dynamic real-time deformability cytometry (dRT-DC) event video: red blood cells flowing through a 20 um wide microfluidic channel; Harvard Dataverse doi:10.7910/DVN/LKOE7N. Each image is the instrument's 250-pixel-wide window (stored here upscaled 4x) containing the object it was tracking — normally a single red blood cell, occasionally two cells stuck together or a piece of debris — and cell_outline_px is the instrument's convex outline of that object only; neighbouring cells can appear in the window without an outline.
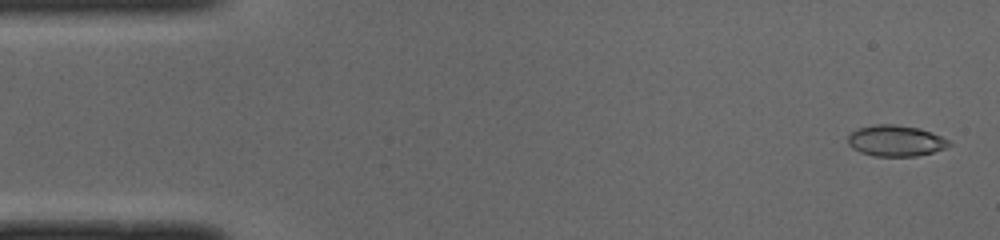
{"species": "common noctule bat (a hibernating species)", "species_latin": "Nyctalus noctula", "temperature_condition": "cold", "stored_images_in_passage": 50, "camera_frame_rate_fps": 3000, "um_per_image_px": 0.085, "animal": {"sex": "male", "body_mass_g": 19.0, "forearm_length_mm": 50.8}, "frame": {"image": 1, "passage_image": 2, "time_ms": 0.333, "image_size_px": [1000, 240], "cell_outline_px": [[952, 144], [944, 148], [932, 152], [916, 156], [876, 156], [860, 152], [852, 148], [848, 144], [848, 136], [852, 132], [860, 128], [876, 124], [892, 124], [920, 128], [932, 132], [948, 140]], "centroid_in_image_um": [76.13, 11.96], "position_along_channel_um": 8.9, "area_um2": 18.15}}
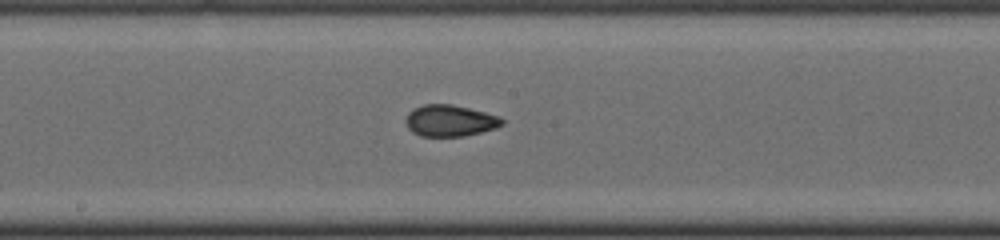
{"frame": {"image": 2, "passage_image": 26, "time_ms": 8.333, "image_size_px": [1000, 240], "cell_outline_px": [[504, 124], [496, 128], [464, 136], [420, 136], [412, 132], [408, 128], [404, 120], [408, 112], [412, 108], [424, 104], [452, 104], [500, 116], [504, 120]], "centroid_in_image_um": [38.22, 10.25], "position_along_channel_um": 210.0, "area_um2": 17.8}}
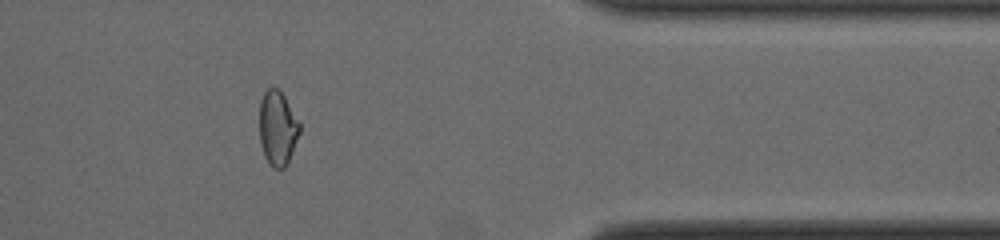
{"frame": {"image": 3, "passage_image": 41, "time_ms": 13.333, "image_size_px": [1000, 240], "cell_outline_px": [[300, 132], [288, 164], [284, 168], [272, 168], [268, 164], [264, 156], [260, 144], [260, 100], [264, 92], [268, 88], [276, 88], [284, 96], [300, 124]], "centroid_in_image_um": [23.59, 10.94], "position_along_channel_um": 387.8, "area_um2": 17.46}, "authors_computed_cell_mechanics": {"area_um2": 18.0047, "velocity_mm_per_s": 4.0009, "shape_relaxation_time_tau1_ms": 5.861, "shape_relaxation_time_tau2_ms": 1.3059, "deformation_change_tau1": 0.1343, "deformation_change_tau2": 0.0578}}